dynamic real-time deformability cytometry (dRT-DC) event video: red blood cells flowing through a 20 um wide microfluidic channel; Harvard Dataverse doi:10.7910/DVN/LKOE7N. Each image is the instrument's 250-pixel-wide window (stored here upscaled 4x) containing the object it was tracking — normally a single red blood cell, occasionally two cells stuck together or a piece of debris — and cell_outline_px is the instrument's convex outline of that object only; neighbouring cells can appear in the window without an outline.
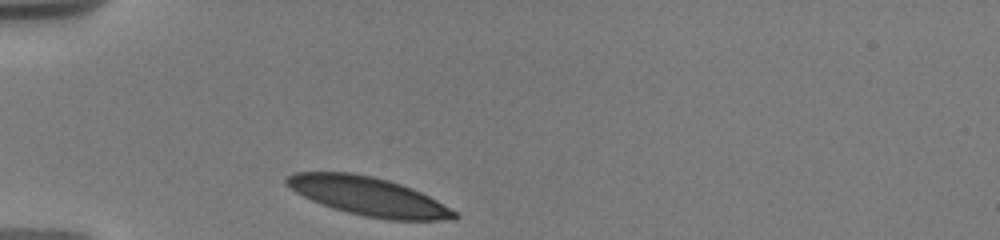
{"species": "human", "species_latin": "Homo sapiens", "temperature_condition": "warm", "stored_images_in_passage": 1, "camera_frame_rate_fps": 3000, "um_per_image_px": 0.085, "donor": {"sex": "male"}, "frame": {"image": 1, "passage_image": 1, "time_ms": 0.0, "image_size_px": [1000, 240], "cell_outline_px": [[460, 216], [456, 220], [388, 220], [364, 216], [332, 208], [320, 204], [296, 192], [284, 184], [284, 176], [292, 172], [352, 172], [372, 176], [388, 180], [412, 188], [436, 200], [456, 212]], "centroid_in_image_um": [31.28, 16.68], "position_along_channel_um": 53.7, "area_um2": 37.86}}